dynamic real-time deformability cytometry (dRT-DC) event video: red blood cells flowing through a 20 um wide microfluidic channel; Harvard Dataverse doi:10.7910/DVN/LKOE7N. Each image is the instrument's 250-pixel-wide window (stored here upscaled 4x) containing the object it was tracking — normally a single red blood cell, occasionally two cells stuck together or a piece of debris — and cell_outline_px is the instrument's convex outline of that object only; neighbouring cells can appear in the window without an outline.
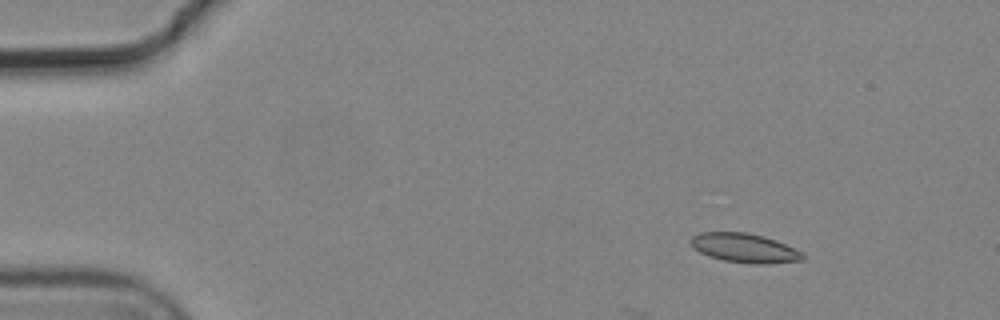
{"species": "common noctule bat (a hibernating species)", "species_latin": "Nyctalus noctula", "temperature_condition": "cold", "stored_images_in_passage": 4, "camera_frame_rate_fps": 3000, "um_per_image_px": 0.085, "animal": {"sex": "male", "body_mass_g": 19.2, "forearm_length_mm": 51.8}, "frame": {"image": 1, "passage_image": 1, "time_ms": 0.0, "image_size_px": [1000, 320], "cell_outline_px": [[804, 260], [768, 264], [752, 264], [724, 260], [708, 256], [692, 248], [688, 240], [692, 236], [700, 232], [748, 232], [764, 236], [776, 240], [804, 252]], "centroid_in_image_um": [63.28, 21.07], "position_along_channel_um": 21.7, "area_um2": 19.36}}
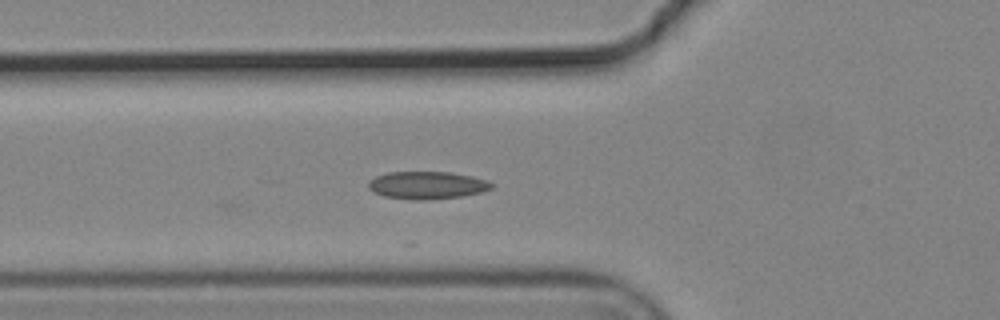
{"frame": {"image": 2, "passage_image": 4, "time_ms": 1.0, "image_size_px": [1000, 320], "cell_outline_px": [[492, 188], [480, 192], [460, 196], [424, 200], [420, 200], [384, 196], [368, 188], [368, 180], [376, 176], [388, 172], [452, 172], [472, 176], [484, 180], [492, 184]], "centroid_in_image_um": [36.26, 15.73], "position_along_channel_um": 89.5, "area_um2": 19.48}}